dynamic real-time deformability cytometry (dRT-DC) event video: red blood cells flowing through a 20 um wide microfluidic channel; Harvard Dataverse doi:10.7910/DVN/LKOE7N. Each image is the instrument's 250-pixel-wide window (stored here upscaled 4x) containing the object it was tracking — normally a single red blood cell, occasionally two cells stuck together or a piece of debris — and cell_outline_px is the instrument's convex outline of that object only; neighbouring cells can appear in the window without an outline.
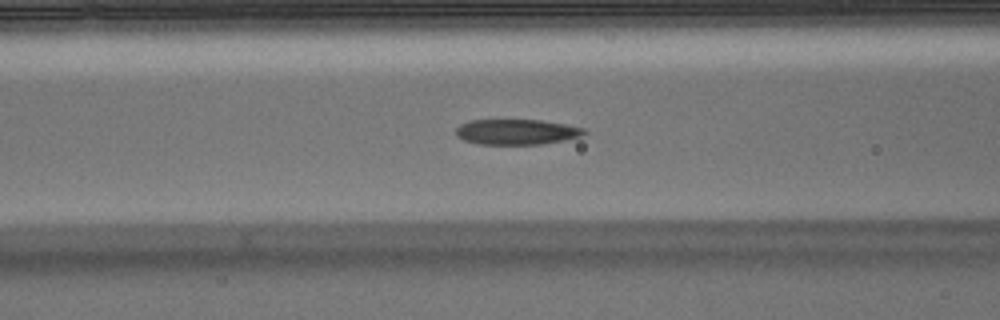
{"species": "Egyptian fruit bat (a non-hibernating species)", "species_latin": "Rousettus aegyptiacus", "temperature_condition": "warm", "stored_images_in_passage": 47, "camera_frame_rate_fps": 3000, "um_per_image_px": 0.085, "animal": {"sex": "male"}, "frame": {"image": 1, "passage_image": 16, "time_ms": 5.0, "image_size_px": [1000, 320], "cell_outline_px": [[588, 132], [580, 136], [564, 140], [540, 144], [476, 144], [464, 140], [456, 136], [456, 128], [460, 124], [468, 120], [540, 120], [564, 124], [584, 128]], "centroid_in_image_um": [43.87, 11.21], "position_along_channel_um": 122.7, "area_um2": 18.96}}
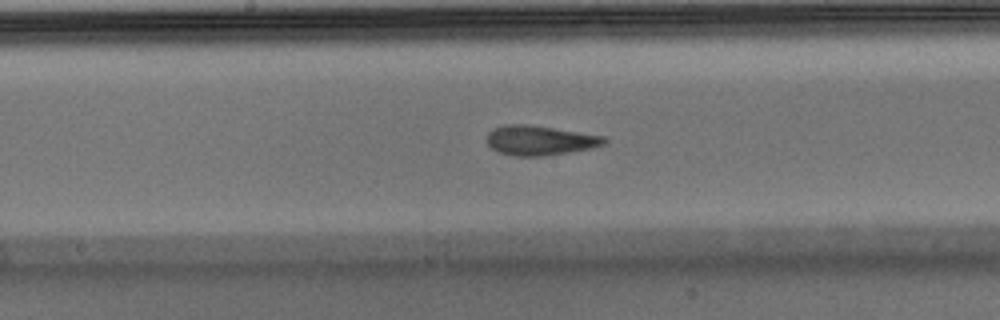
{"frame": {"image": 2, "passage_image": 22, "time_ms": 7.0, "image_size_px": [1000, 320], "cell_outline_px": [[608, 140], [604, 144], [592, 148], [544, 156], [516, 156], [496, 152], [488, 144], [488, 132], [492, 128], [504, 124], [528, 124], [604, 136]], "centroid_in_image_um": [45.86, 11.93], "position_along_channel_um": 202.3, "area_um2": 20.29}}
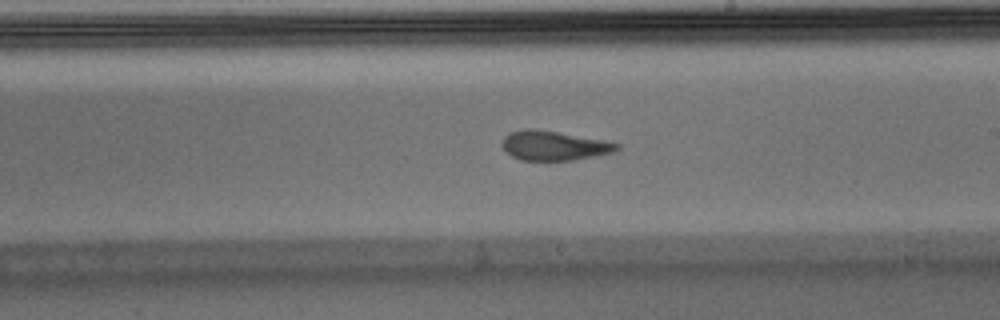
{"frame": {"image": 3, "passage_image": 25, "time_ms": 8.0, "image_size_px": [1000, 320], "cell_outline_px": [[620, 148], [612, 152], [572, 160], [520, 160], [512, 156], [500, 144], [504, 136], [508, 132], [524, 128], [536, 128], [604, 140], [620, 144]], "centroid_in_image_um": [47.03, 12.35], "position_along_channel_um": 242.0, "area_um2": 19.71}, "authors_computed_cell_mechanics": {"area_um2": 20.4034, "velocity_mm_per_s": 3.9736, "shape_relaxation_time_tau1_ms": 8.6889, "shape_relaxation_time_tau2_ms": 1.5879, "deformation_change_tau1": 0.2314, "deformation_change_tau2": 0.0964}}